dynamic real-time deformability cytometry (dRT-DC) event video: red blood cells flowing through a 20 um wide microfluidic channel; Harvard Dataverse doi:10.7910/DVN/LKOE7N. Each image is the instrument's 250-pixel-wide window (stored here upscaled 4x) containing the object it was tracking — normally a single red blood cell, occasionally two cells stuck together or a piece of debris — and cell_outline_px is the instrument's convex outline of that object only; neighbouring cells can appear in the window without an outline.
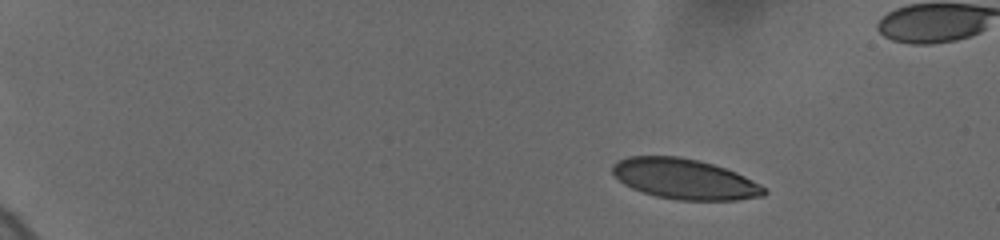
{"species": "human", "species_latin": "Homo sapiens", "temperature_condition": "cold", "stored_images_in_passage": 37, "camera_frame_rate_fps": 3000, "um_per_image_px": 0.085, "donor": {"sex": "female"}, "frame": {"image": 1, "passage_image": 18, "time_ms": 3.0, "image_size_px": [1000, 240], "cell_outline_px": [[768, 192], [764, 196], [736, 200], [676, 200], [656, 196], [632, 188], [624, 184], [612, 172], [612, 164], [628, 156], [680, 156], [700, 160], [736, 172], [760, 184]], "centroid_in_image_um": [58.2, 15.21], "position_along_channel_um": 26.8, "area_um2": 35.6}}